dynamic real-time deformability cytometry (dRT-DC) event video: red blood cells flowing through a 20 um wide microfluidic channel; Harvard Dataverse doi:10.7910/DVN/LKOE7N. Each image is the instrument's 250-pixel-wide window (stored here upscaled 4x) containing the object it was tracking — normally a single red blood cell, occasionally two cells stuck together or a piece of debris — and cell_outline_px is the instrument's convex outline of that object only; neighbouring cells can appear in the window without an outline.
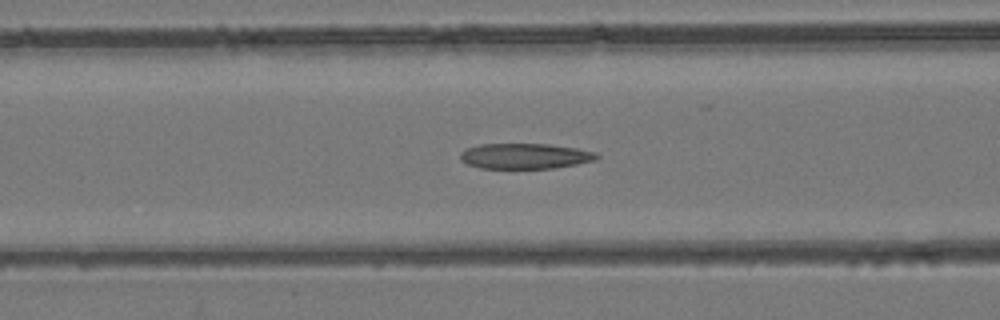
{"species": "common noctule bat (a hibernating species)", "species_latin": "Nyctalus noctula", "temperature_condition": "room temperature", "stored_images_in_passage": 53, "camera_frame_rate_fps": 3000, "um_per_image_px": 0.085, "animal": {"sex": "female", "body_mass_g": 24.6, "forearm_length_mm": 56.2}, "frame": {"image": 1, "passage_image": 21, "time_ms": 6.667, "image_size_px": [1000, 320], "cell_outline_px": [[600, 156], [596, 160], [576, 164], [552, 168], [480, 168], [468, 164], [460, 160], [460, 152], [468, 148], [480, 144], [548, 144], [576, 148], [596, 152]], "centroid_in_image_um": [44.63, 13.26], "position_along_channel_um": 122.0, "area_um2": 20.17}}
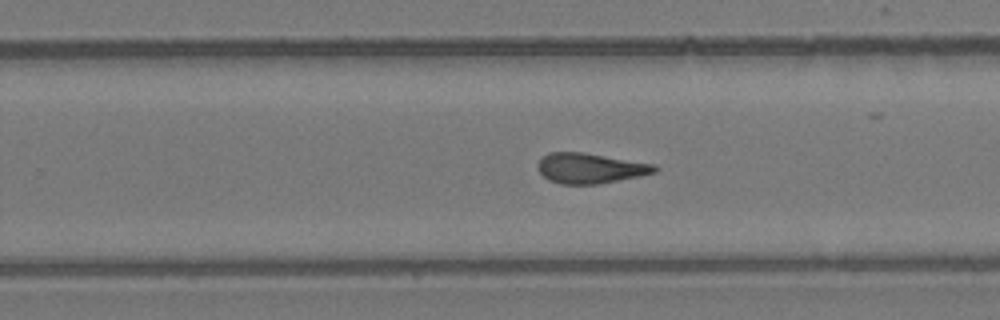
{"frame": {"image": 2, "passage_image": 33, "time_ms": 10.667, "image_size_px": [1000, 320], "cell_outline_px": [[660, 168], [656, 172], [640, 176], [596, 184], [560, 184], [548, 180], [536, 168], [536, 164], [548, 152], [580, 152], [656, 164]], "centroid_in_image_um": [50.16, 14.3], "position_along_channel_um": 279.6, "area_um2": 20.58}}
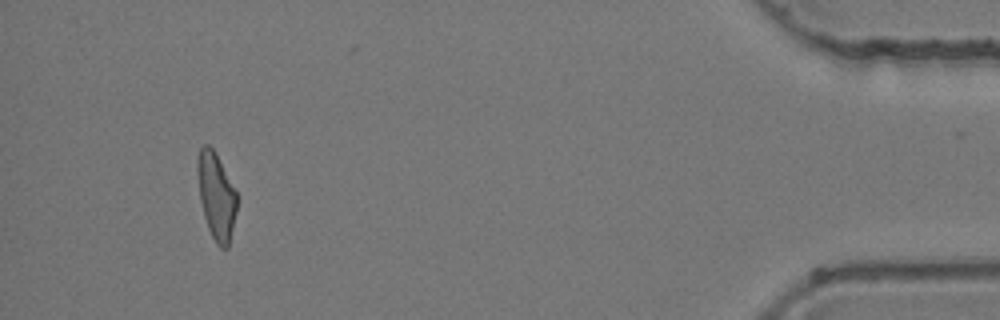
{"frame": {"image": 3, "passage_image": 49, "time_ms": 16.0, "image_size_px": [1000, 320], "cell_outline_px": [[236, 212], [228, 248], [220, 248], [216, 244], [208, 228], [204, 216], [200, 200], [196, 172], [196, 160], [200, 148], [204, 144], [208, 144], [216, 152], [236, 192]], "centroid_in_image_um": [18.35, 16.63], "position_along_channel_um": 416.8, "area_um2": 19.94}, "authors_computed_cell_mechanics": {"area_um2": 20.8658, "velocity_mm_per_s": 3.9478, "shape_relaxation_time_tau1_ms": null, "shape_relaxation_time_tau2_ms": 1.8454, "deformation_change_tau1": null, "deformation_change_tau2": 0.109}}